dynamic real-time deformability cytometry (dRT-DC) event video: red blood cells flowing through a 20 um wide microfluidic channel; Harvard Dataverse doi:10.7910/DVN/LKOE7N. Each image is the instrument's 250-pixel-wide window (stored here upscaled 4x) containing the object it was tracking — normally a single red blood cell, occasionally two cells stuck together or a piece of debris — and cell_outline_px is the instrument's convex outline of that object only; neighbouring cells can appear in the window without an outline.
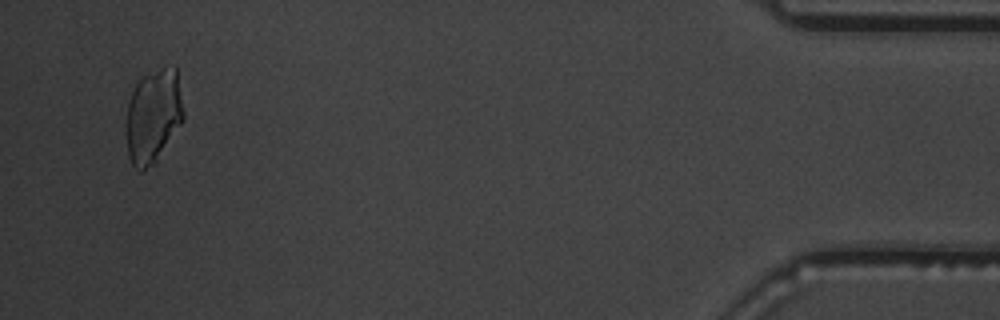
{"species": "common noctule bat (a hibernating species)", "species_latin": "Nyctalus noctula", "temperature_condition": "warm", "stored_images_in_passage": 50, "camera_frame_rate_fps": 3000, "um_per_image_px": 0.085, "animal": {"sex": "male", "body_mass_g": 19.5, "forearm_length_mm": 54.6}, "frame": {"image": 1, "passage_image": 48, "time_ms": 15.667, "image_size_px": [1000, 320], "cell_outline_px": [[184, 120], [156, 164], [144, 172], [140, 172], [132, 164], [128, 156], [128, 100], [136, 84], [144, 76], [160, 68], [176, 64], [184, 112]], "centroid_in_image_um": [13.08, 9.9], "position_along_channel_um": 422.1, "area_um2": 31.62}}